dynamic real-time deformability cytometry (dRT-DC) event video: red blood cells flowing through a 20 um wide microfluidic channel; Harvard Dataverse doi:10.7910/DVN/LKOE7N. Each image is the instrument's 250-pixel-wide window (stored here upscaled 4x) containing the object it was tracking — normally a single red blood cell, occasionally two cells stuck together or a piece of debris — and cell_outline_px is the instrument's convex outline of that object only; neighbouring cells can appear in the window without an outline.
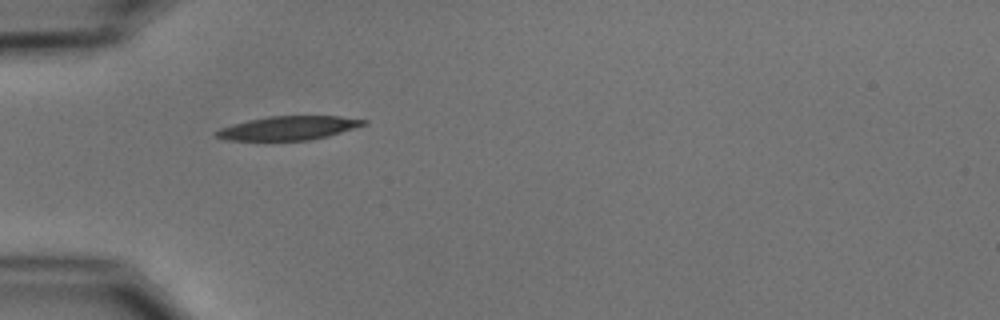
{"species": "common noctule bat (a hibernating species)", "species_latin": "Nyctalus noctula", "temperature_condition": "cold", "stored_images_in_passage": 4, "camera_frame_rate_fps": 3000, "um_per_image_px": 0.085, "animal": {"sex": "male", "body_mass_g": 15.6}, "frame": {"image": 1, "passage_image": 1, "time_ms": 0.0, "image_size_px": [1000, 320], "cell_outline_px": [[368, 124], [328, 136], [308, 140], [228, 140], [216, 136], [216, 132], [220, 128], [232, 124], [248, 120], [268, 116], [340, 116], [368, 120]], "centroid_in_image_um": [24.56, 10.87], "position_along_channel_um": 60.4, "area_um2": 20.35}}